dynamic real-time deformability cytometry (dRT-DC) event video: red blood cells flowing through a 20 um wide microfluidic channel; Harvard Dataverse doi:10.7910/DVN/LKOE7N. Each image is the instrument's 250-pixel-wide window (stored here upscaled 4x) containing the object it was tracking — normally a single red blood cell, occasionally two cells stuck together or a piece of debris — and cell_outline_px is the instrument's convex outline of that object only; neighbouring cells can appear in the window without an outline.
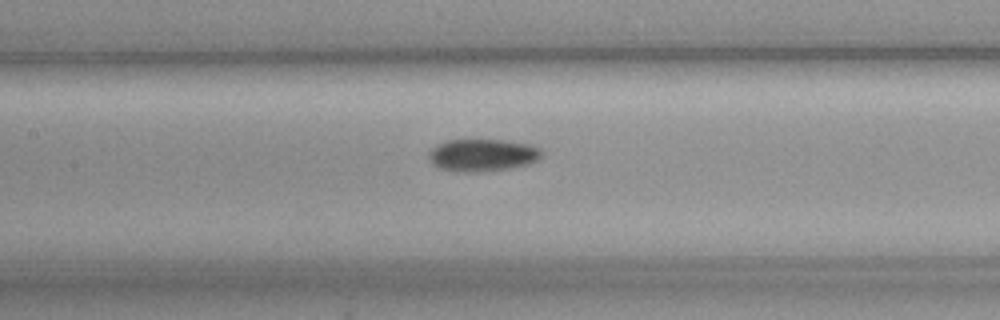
{"species": "common noctule bat (a hibernating species)", "species_latin": "Nyctalus noctula", "temperature_condition": "cold", "stored_images_in_passage": 42, "camera_frame_rate_fps": 3000, "um_per_image_px": 0.085, "animal": {"sex": "female", "body_mass_g": 19.3, "forearm_length_mm": 54.1}, "frame": {"image": 1, "passage_image": 18, "time_ms": 5.667, "image_size_px": [1000, 320], "cell_outline_px": [[544, 152], [540, 160], [528, 164], [512, 168], [484, 172], [456, 172], [440, 168], [432, 164], [428, 156], [428, 152], [436, 144], [448, 140], [504, 140], [532, 144], [540, 148]], "centroid_in_image_um": [41.05, 13.19], "position_along_channel_um": 166.4, "area_um2": 21.79}}
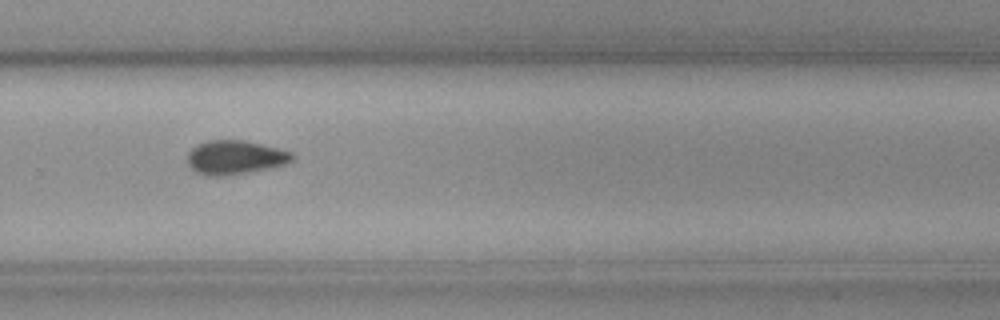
{"frame": {"image": 2, "passage_image": 30, "time_ms": 9.667, "image_size_px": [1000, 320], "cell_outline_px": [[296, 156], [292, 160], [284, 164], [268, 168], [248, 172], [224, 176], [208, 176], [196, 172], [188, 164], [188, 152], [196, 144], [208, 140], [244, 140], [280, 148], [292, 152]], "centroid_in_image_um": [19.98, 13.37], "position_along_channel_um": 309.8, "area_um2": 20.81}}
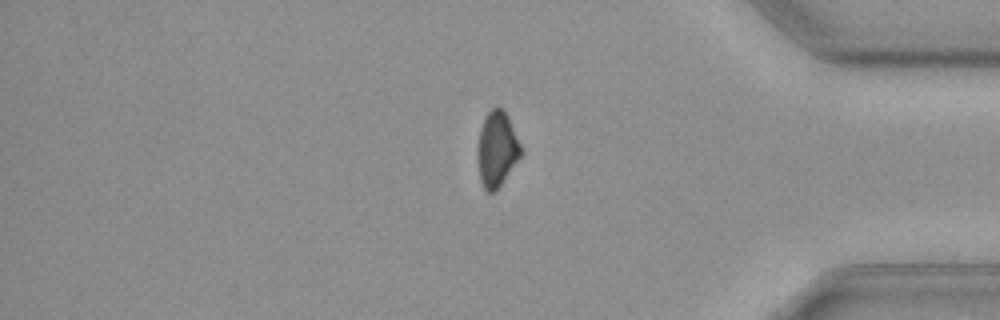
{"frame": {"image": 3, "passage_image": 39, "time_ms": 12.667, "image_size_px": [1000, 320], "cell_outline_px": [[524, 152], [496, 192], [488, 192], [484, 188], [480, 180], [476, 148], [480, 128], [484, 116], [492, 108], [504, 108], [508, 116]], "centroid_in_image_um": [42.23, 12.68], "position_along_channel_um": 393.0, "area_um2": 19.36}}